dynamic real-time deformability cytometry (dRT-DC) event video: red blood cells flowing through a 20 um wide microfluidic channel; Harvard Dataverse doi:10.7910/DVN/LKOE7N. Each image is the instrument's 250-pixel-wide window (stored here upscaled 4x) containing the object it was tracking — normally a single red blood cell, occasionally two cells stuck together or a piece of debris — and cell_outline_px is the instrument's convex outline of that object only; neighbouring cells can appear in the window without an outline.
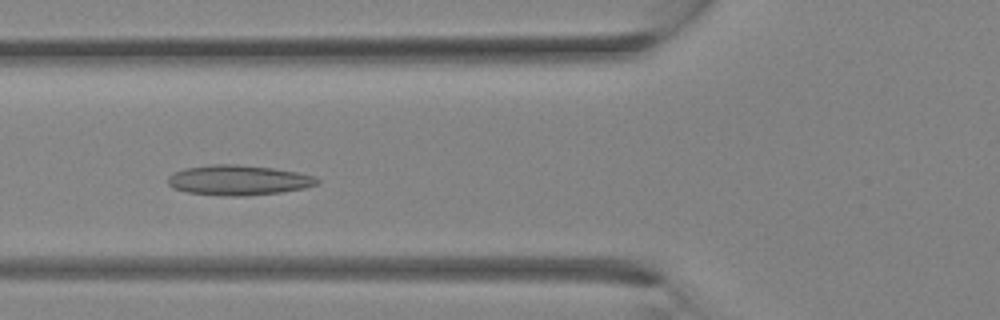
{"species": "Egyptian fruit bat (a non-hibernating species)", "species_latin": "Rousettus aegyptiacus", "temperature_condition": "room temperature", "stored_images_in_passage": 32, "camera_frame_rate_fps": 3000, "um_per_image_px": 0.085, "animal": {"sex": "female"}, "frame": {"image": 1, "passage_image": 12, "time_ms": 3.667, "image_size_px": [1000, 320], "cell_outline_px": [[320, 180], [316, 184], [304, 188], [280, 192], [248, 196], [228, 196], [188, 192], [172, 188], [168, 184], [168, 176], [172, 172], [184, 168], [208, 164], [236, 164], [272, 168], [296, 172], [312, 176]], "centroid_in_image_um": [20.2, 15.31], "position_along_channel_um": 105.6, "area_um2": 26.13}}
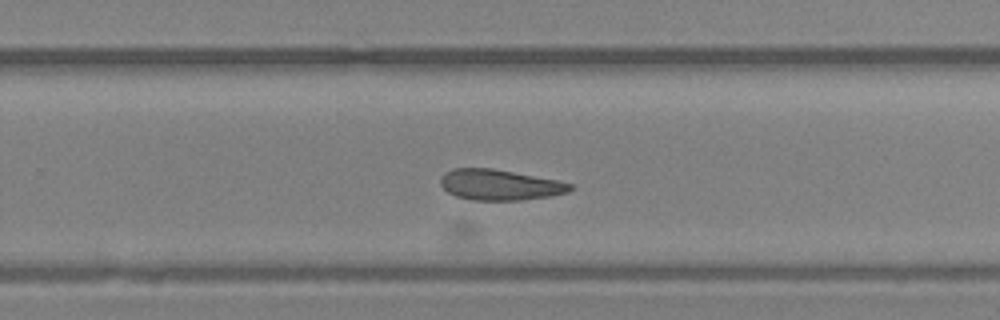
{"frame": {"image": 2, "passage_image": 21, "time_ms": 6.667, "image_size_px": [1000, 320], "cell_outline_px": [[572, 188], [568, 192], [552, 196], [520, 200], [472, 200], [456, 196], [448, 192], [440, 184], [440, 176], [444, 172], [452, 168], [492, 168], [556, 180], [572, 184]], "centroid_in_image_um": [42.43, 15.71], "position_along_channel_um": 287.4, "area_um2": 23.12}}
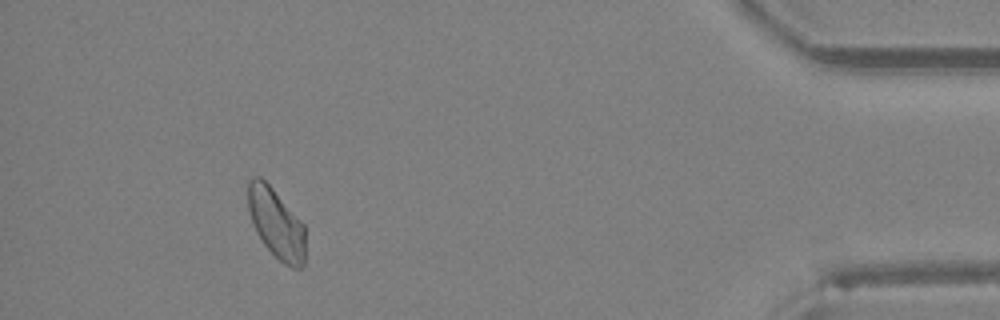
{"frame": {"image": 3, "passage_image": 30, "time_ms": 9.667, "image_size_px": [1000, 320], "cell_outline_px": [[304, 268], [292, 268], [284, 264], [264, 244], [256, 232], [252, 224], [248, 208], [248, 180], [252, 176], [260, 176], [272, 188], [304, 224]], "centroid_in_image_um": [23.46, 18.99], "position_along_channel_um": 411.7, "area_um2": 23.18}}